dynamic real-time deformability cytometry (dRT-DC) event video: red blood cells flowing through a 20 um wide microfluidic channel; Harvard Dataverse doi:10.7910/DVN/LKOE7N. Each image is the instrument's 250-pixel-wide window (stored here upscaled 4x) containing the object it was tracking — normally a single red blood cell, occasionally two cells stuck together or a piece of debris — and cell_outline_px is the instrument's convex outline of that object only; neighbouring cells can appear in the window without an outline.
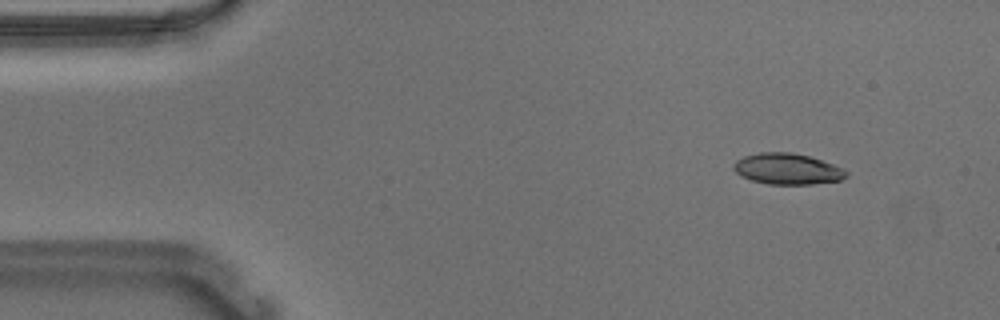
{"species": "Egyptian fruit bat (a non-hibernating species)", "species_latin": "Rousettus aegyptiacus", "temperature_condition": "warm", "stored_images_in_passage": 55, "camera_frame_rate_fps": 3000, "um_per_image_px": 0.085, "animal": {"sex": "male"}, "frame": {"image": 1, "passage_image": 6, "time_ms": 1.667, "image_size_px": [1000, 320], "cell_outline_px": [[848, 176], [840, 180], [812, 184], [768, 184], [752, 180], [740, 176], [732, 168], [732, 164], [736, 160], [744, 156], [760, 152], [792, 152], [808, 156], [832, 164], [848, 172]], "centroid_in_image_um": [66.88, 14.35], "position_along_channel_um": 18.1, "area_um2": 20.29}}
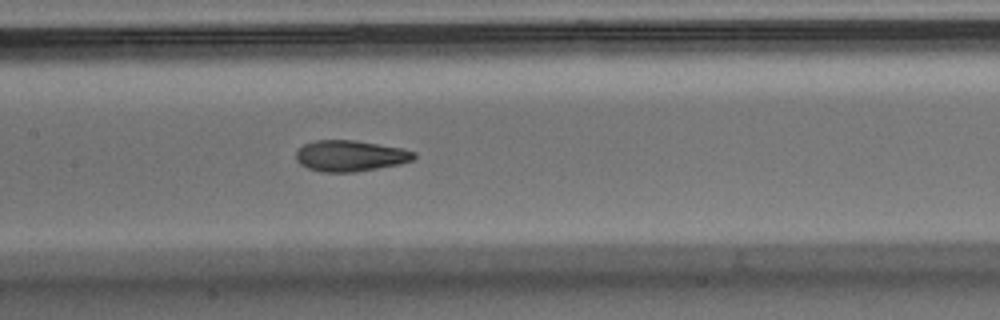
{"frame": {"image": 2, "passage_image": 26, "time_ms": 8.333, "image_size_px": [1000, 320], "cell_outline_px": [[416, 156], [412, 160], [400, 164], [352, 172], [320, 172], [308, 168], [300, 164], [296, 160], [296, 152], [304, 144], [316, 140], [356, 140], [404, 148], [416, 152]], "centroid_in_image_um": [29.78, 13.24], "position_along_channel_um": 177.6, "area_um2": 21.39}}
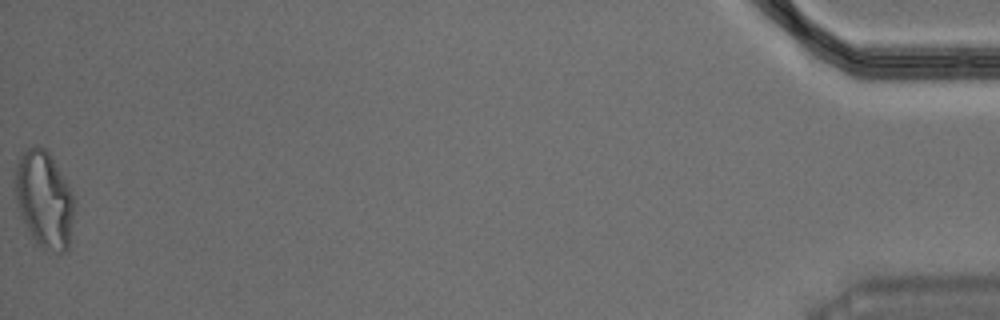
{"frame": {"image": 3, "passage_image": 55, "time_ms": 18.0, "image_size_px": [1000, 320], "cell_outline_px": [[76, 208], [68, 248], [64, 252], [44, 252], [36, 244], [20, 216], [12, 176], [16, 160], [32, 144], [44, 148], [48, 152], [68, 184], [72, 192]], "centroid_in_image_um": [3.74, 16.98], "position_along_channel_um": 431.5, "area_um2": 34.16}, "authors_computed_cell_mechanics": {"area_um2": 21.386, "velocity_mm_per_s": 3.6782, "shape_relaxation_time_tau1_ms": null, "shape_relaxation_time_tau2_ms": 1.6567, "deformation_change_tau1": null, "deformation_change_tau2": 0.0837}}